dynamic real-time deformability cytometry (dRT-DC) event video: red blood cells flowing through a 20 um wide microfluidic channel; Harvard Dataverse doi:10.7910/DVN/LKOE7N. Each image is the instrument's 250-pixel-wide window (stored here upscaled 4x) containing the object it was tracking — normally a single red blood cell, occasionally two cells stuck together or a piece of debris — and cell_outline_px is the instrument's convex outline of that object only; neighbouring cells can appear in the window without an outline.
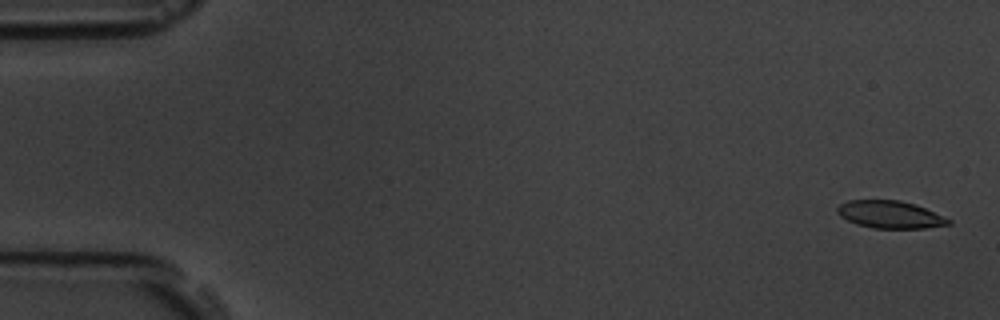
{"species": "common noctule bat (a hibernating species)", "species_latin": "Nyctalus noctula", "temperature_condition": "room temperature", "stored_images_in_passage": 9, "camera_frame_rate_fps": 3000, "um_per_image_px": 0.085, "animal": {"sex": "male", "body_mass_g": 19.5, "forearm_length_mm": 54.6}, "frame": {"image": 1, "passage_image": 1, "time_ms": 0.0, "image_size_px": [1000, 320], "cell_outline_px": [[952, 224], [924, 228], [872, 228], [856, 224], [840, 216], [836, 212], [836, 208], [840, 204], [848, 200], [900, 200], [916, 204], [952, 220]], "centroid_in_image_um": [75.65, 18.23], "position_along_channel_um": 9.3, "area_um2": 17.86}}
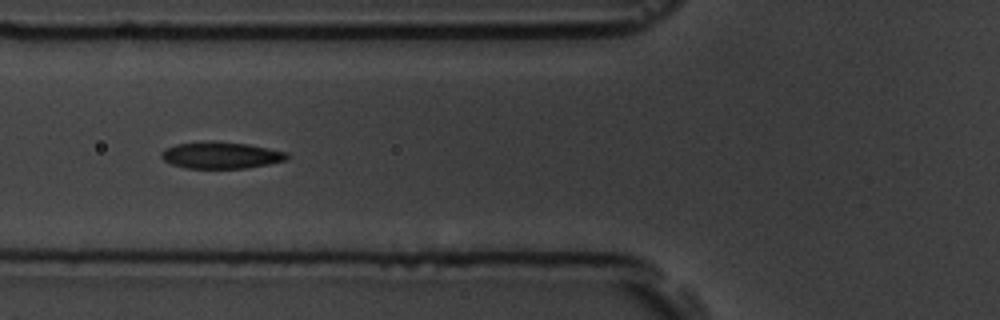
{"frame": {"image": 2, "passage_image": 7, "time_ms": 6.667, "image_size_px": [1000, 320], "cell_outline_px": [[288, 156], [284, 160], [268, 164], [248, 168], [184, 168], [172, 164], [164, 160], [160, 156], [160, 152], [164, 148], [176, 144], [208, 140], [212, 140], [244, 144], [288, 152]], "centroid_in_image_um": [18.71, 13.19], "position_along_channel_um": 107.1, "area_um2": 19.54}}
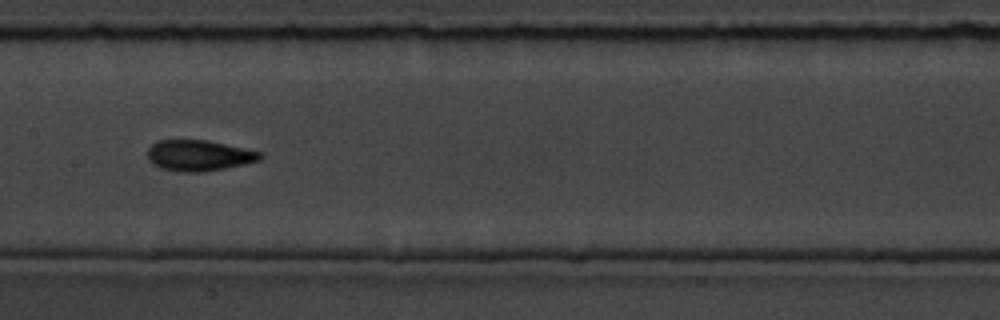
{"frame": {"image": 3, "passage_image": 9, "time_ms": 9.0, "image_size_px": [1000, 320], "cell_outline_px": [[264, 156], [260, 160], [244, 164], [204, 172], [180, 172], [160, 168], [152, 164], [148, 160], [148, 148], [152, 144], [160, 140], [208, 140], [260, 152]], "centroid_in_image_um": [16.88, 13.22], "position_along_channel_um": 190.5, "area_um2": 20.23}}